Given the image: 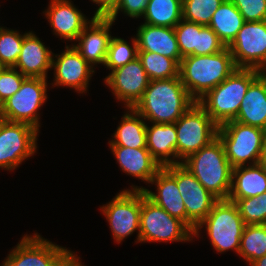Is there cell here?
<instances>
[{"label":"cell","mask_w":266,"mask_h":266,"mask_svg":"<svg viewBox=\"0 0 266 266\" xmlns=\"http://www.w3.org/2000/svg\"><path fill=\"white\" fill-rule=\"evenodd\" d=\"M114 21L108 17H94L73 44L80 55L91 65L105 64L107 51L112 38L110 29Z\"/></svg>","instance_id":"obj_17"},{"label":"cell","mask_w":266,"mask_h":266,"mask_svg":"<svg viewBox=\"0 0 266 266\" xmlns=\"http://www.w3.org/2000/svg\"><path fill=\"white\" fill-rule=\"evenodd\" d=\"M261 73L256 69L237 68L219 85L208 91L197 103L218 127L233 121L249 85Z\"/></svg>","instance_id":"obj_4"},{"label":"cell","mask_w":266,"mask_h":266,"mask_svg":"<svg viewBox=\"0 0 266 266\" xmlns=\"http://www.w3.org/2000/svg\"><path fill=\"white\" fill-rule=\"evenodd\" d=\"M24 34L13 29H0V62L4 67H14L21 52Z\"/></svg>","instance_id":"obj_33"},{"label":"cell","mask_w":266,"mask_h":266,"mask_svg":"<svg viewBox=\"0 0 266 266\" xmlns=\"http://www.w3.org/2000/svg\"><path fill=\"white\" fill-rule=\"evenodd\" d=\"M181 164L218 200L228 199L233 168L219 137L190 155Z\"/></svg>","instance_id":"obj_3"},{"label":"cell","mask_w":266,"mask_h":266,"mask_svg":"<svg viewBox=\"0 0 266 266\" xmlns=\"http://www.w3.org/2000/svg\"><path fill=\"white\" fill-rule=\"evenodd\" d=\"M259 164L264 168L266 171V137L264 140L263 148H262V155Z\"/></svg>","instance_id":"obj_42"},{"label":"cell","mask_w":266,"mask_h":266,"mask_svg":"<svg viewBox=\"0 0 266 266\" xmlns=\"http://www.w3.org/2000/svg\"><path fill=\"white\" fill-rule=\"evenodd\" d=\"M100 210L106 216L113 239L118 244L135 231H138L135 242L139 243L141 190H123Z\"/></svg>","instance_id":"obj_12"},{"label":"cell","mask_w":266,"mask_h":266,"mask_svg":"<svg viewBox=\"0 0 266 266\" xmlns=\"http://www.w3.org/2000/svg\"><path fill=\"white\" fill-rule=\"evenodd\" d=\"M4 66L0 62V72L3 70Z\"/></svg>","instance_id":"obj_45"},{"label":"cell","mask_w":266,"mask_h":266,"mask_svg":"<svg viewBox=\"0 0 266 266\" xmlns=\"http://www.w3.org/2000/svg\"><path fill=\"white\" fill-rule=\"evenodd\" d=\"M238 254L249 265L266 255V224L245 225Z\"/></svg>","instance_id":"obj_29"},{"label":"cell","mask_w":266,"mask_h":266,"mask_svg":"<svg viewBox=\"0 0 266 266\" xmlns=\"http://www.w3.org/2000/svg\"><path fill=\"white\" fill-rule=\"evenodd\" d=\"M138 58L142 62L150 80L169 79L179 76V64L170 57L154 52L138 51Z\"/></svg>","instance_id":"obj_30"},{"label":"cell","mask_w":266,"mask_h":266,"mask_svg":"<svg viewBox=\"0 0 266 266\" xmlns=\"http://www.w3.org/2000/svg\"><path fill=\"white\" fill-rule=\"evenodd\" d=\"M70 251L35 232L24 235L1 266H56Z\"/></svg>","instance_id":"obj_14"},{"label":"cell","mask_w":266,"mask_h":266,"mask_svg":"<svg viewBox=\"0 0 266 266\" xmlns=\"http://www.w3.org/2000/svg\"><path fill=\"white\" fill-rule=\"evenodd\" d=\"M38 132L30 124L4 120L0 130V168L12 171L34 155Z\"/></svg>","instance_id":"obj_11"},{"label":"cell","mask_w":266,"mask_h":266,"mask_svg":"<svg viewBox=\"0 0 266 266\" xmlns=\"http://www.w3.org/2000/svg\"><path fill=\"white\" fill-rule=\"evenodd\" d=\"M140 239L145 242H189L194 232L181 220L169 215L141 190Z\"/></svg>","instance_id":"obj_7"},{"label":"cell","mask_w":266,"mask_h":266,"mask_svg":"<svg viewBox=\"0 0 266 266\" xmlns=\"http://www.w3.org/2000/svg\"><path fill=\"white\" fill-rule=\"evenodd\" d=\"M218 128L206 111L195 102L175 122L177 164L216 139Z\"/></svg>","instance_id":"obj_8"},{"label":"cell","mask_w":266,"mask_h":266,"mask_svg":"<svg viewBox=\"0 0 266 266\" xmlns=\"http://www.w3.org/2000/svg\"><path fill=\"white\" fill-rule=\"evenodd\" d=\"M176 143L175 123L147 125L146 148L161 167L177 164Z\"/></svg>","instance_id":"obj_24"},{"label":"cell","mask_w":266,"mask_h":266,"mask_svg":"<svg viewBox=\"0 0 266 266\" xmlns=\"http://www.w3.org/2000/svg\"><path fill=\"white\" fill-rule=\"evenodd\" d=\"M218 137L224 145L226 157L232 168L260 162L266 137L265 130L233 120L219 126Z\"/></svg>","instance_id":"obj_6"},{"label":"cell","mask_w":266,"mask_h":266,"mask_svg":"<svg viewBox=\"0 0 266 266\" xmlns=\"http://www.w3.org/2000/svg\"><path fill=\"white\" fill-rule=\"evenodd\" d=\"M224 0H182L183 19L208 26Z\"/></svg>","instance_id":"obj_32"},{"label":"cell","mask_w":266,"mask_h":266,"mask_svg":"<svg viewBox=\"0 0 266 266\" xmlns=\"http://www.w3.org/2000/svg\"><path fill=\"white\" fill-rule=\"evenodd\" d=\"M43 13L53 29V34L65 40L76 41L84 28L92 21L75 7L71 0H50Z\"/></svg>","instance_id":"obj_18"},{"label":"cell","mask_w":266,"mask_h":266,"mask_svg":"<svg viewBox=\"0 0 266 266\" xmlns=\"http://www.w3.org/2000/svg\"><path fill=\"white\" fill-rule=\"evenodd\" d=\"M239 10L230 0H224L214 12L209 27L218 35L220 41L228 47L244 24Z\"/></svg>","instance_id":"obj_27"},{"label":"cell","mask_w":266,"mask_h":266,"mask_svg":"<svg viewBox=\"0 0 266 266\" xmlns=\"http://www.w3.org/2000/svg\"><path fill=\"white\" fill-rule=\"evenodd\" d=\"M135 37L139 51L158 53L180 64L183 57L178 48L174 28L143 23L138 27Z\"/></svg>","instance_id":"obj_21"},{"label":"cell","mask_w":266,"mask_h":266,"mask_svg":"<svg viewBox=\"0 0 266 266\" xmlns=\"http://www.w3.org/2000/svg\"><path fill=\"white\" fill-rule=\"evenodd\" d=\"M26 78L18 69L3 68L0 72V106L20 89Z\"/></svg>","instance_id":"obj_36"},{"label":"cell","mask_w":266,"mask_h":266,"mask_svg":"<svg viewBox=\"0 0 266 266\" xmlns=\"http://www.w3.org/2000/svg\"><path fill=\"white\" fill-rule=\"evenodd\" d=\"M113 139L109 141L110 146H123L132 148H146L145 119L134 109L126 108Z\"/></svg>","instance_id":"obj_26"},{"label":"cell","mask_w":266,"mask_h":266,"mask_svg":"<svg viewBox=\"0 0 266 266\" xmlns=\"http://www.w3.org/2000/svg\"><path fill=\"white\" fill-rule=\"evenodd\" d=\"M138 51L136 37L132 38L130 46L124 39L112 36L104 66L112 71L118 69L136 59Z\"/></svg>","instance_id":"obj_31"},{"label":"cell","mask_w":266,"mask_h":266,"mask_svg":"<svg viewBox=\"0 0 266 266\" xmlns=\"http://www.w3.org/2000/svg\"><path fill=\"white\" fill-rule=\"evenodd\" d=\"M122 172L148 184L162 168L147 148L109 146Z\"/></svg>","instance_id":"obj_22"},{"label":"cell","mask_w":266,"mask_h":266,"mask_svg":"<svg viewBox=\"0 0 266 266\" xmlns=\"http://www.w3.org/2000/svg\"><path fill=\"white\" fill-rule=\"evenodd\" d=\"M225 48L218 35L209 26H204L197 32V48H194V55H211Z\"/></svg>","instance_id":"obj_37"},{"label":"cell","mask_w":266,"mask_h":266,"mask_svg":"<svg viewBox=\"0 0 266 266\" xmlns=\"http://www.w3.org/2000/svg\"><path fill=\"white\" fill-rule=\"evenodd\" d=\"M234 121L266 131V72L249 85Z\"/></svg>","instance_id":"obj_23"},{"label":"cell","mask_w":266,"mask_h":266,"mask_svg":"<svg viewBox=\"0 0 266 266\" xmlns=\"http://www.w3.org/2000/svg\"><path fill=\"white\" fill-rule=\"evenodd\" d=\"M4 120H5V118L0 114V130H1V127L3 125Z\"/></svg>","instance_id":"obj_44"},{"label":"cell","mask_w":266,"mask_h":266,"mask_svg":"<svg viewBox=\"0 0 266 266\" xmlns=\"http://www.w3.org/2000/svg\"><path fill=\"white\" fill-rule=\"evenodd\" d=\"M228 48L237 68L266 72V20L245 21Z\"/></svg>","instance_id":"obj_13"},{"label":"cell","mask_w":266,"mask_h":266,"mask_svg":"<svg viewBox=\"0 0 266 266\" xmlns=\"http://www.w3.org/2000/svg\"><path fill=\"white\" fill-rule=\"evenodd\" d=\"M117 100L124 103L126 108L134 106L142 99L150 79L137 57L126 65L115 69L104 79Z\"/></svg>","instance_id":"obj_15"},{"label":"cell","mask_w":266,"mask_h":266,"mask_svg":"<svg viewBox=\"0 0 266 266\" xmlns=\"http://www.w3.org/2000/svg\"><path fill=\"white\" fill-rule=\"evenodd\" d=\"M249 266H266V255L253 261Z\"/></svg>","instance_id":"obj_43"},{"label":"cell","mask_w":266,"mask_h":266,"mask_svg":"<svg viewBox=\"0 0 266 266\" xmlns=\"http://www.w3.org/2000/svg\"><path fill=\"white\" fill-rule=\"evenodd\" d=\"M235 204L245 225L266 224V192L257 197L238 199Z\"/></svg>","instance_id":"obj_34"},{"label":"cell","mask_w":266,"mask_h":266,"mask_svg":"<svg viewBox=\"0 0 266 266\" xmlns=\"http://www.w3.org/2000/svg\"><path fill=\"white\" fill-rule=\"evenodd\" d=\"M204 25L182 19L175 27L178 48L182 57L194 55V48H197V32Z\"/></svg>","instance_id":"obj_35"},{"label":"cell","mask_w":266,"mask_h":266,"mask_svg":"<svg viewBox=\"0 0 266 266\" xmlns=\"http://www.w3.org/2000/svg\"><path fill=\"white\" fill-rule=\"evenodd\" d=\"M237 66L228 47L211 55H188L179 64V77L189 95L197 102L215 88Z\"/></svg>","instance_id":"obj_2"},{"label":"cell","mask_w":266,"mask_h":266,"mask_svg":"<svg viewBox=\"0 0 266 266\" xmlns=\"http://www.w3.org/2000/svg\"><path fill=\"white\" fill-rule=\"evenodd\" d=\"M144 23L174 28L182 19V0H149L144 15Z\"/></svg>","instance_id":"obj_28"},{"label":"cell","mask_w":266,"mask_h":266,"mask_svg":"<svg viewBox=\"0 0 266 266\" xmlns=\"http://www.w3.org/2000/svg\"><path fill=\"white\" fill-rule=\"evenodd\" d=\"M99 5L94 13V17H108L117 7L119 0H91Z\"/></svg>","instance_id":"obj_40"},{"label":"cell","mask_w":266,"mask_h":266,"mask_svg":"<svg viewBox=\"0 0 266 266\" xmlns=\"http://www.w3.org/2000/svg\"><path fill=\"white\" fill-rule=\"evenodd\" d=\"M148 1L149 0H119L117 7L108 18L115 22L120 11L131 18H141L144 15Z\"/></svg>","instance_id":"obj_39"},{"label":"cell","mask_w":266,"mask_h":266,"mask_svg":"<svg viewBox=\"0 0 266 266\" xmlns=\"http://www.w3.org/2000/svg\"><path fill=\"white\" fill-rule=\"evenodd\" d=\"M176 181L186 208V225L194 232L218 199L182 164L163 167Z\"/></svg>","instance_id":"obj_10"},{"label":"cell","mask_w":266,"mask_h":266,"mask_svg":"<svg viewBox=\"0 0 266 266\" xmlns=\"http://www.w3.org/2000/svg\"><path fill=\"white\" fill-rule=\"evenodd\" d=\"M65 48L61 54L52 55L51 68L54 69L55 78L51 85L73 88L79 94H85L95 67L91 66L73 45H67Z\"/></svg>","instance_id":"obj_16"},{"label":"cell","mask_w":266,"mask_h":266,"mask_svg":"<svg viewBox=\"0 0 266 266\" xmlns=\"http://www.w3.org/2000/svg\"><path fill=\"white\" fill-rule=\"evenodd\" d=\"M204 226L212 247L218 253L231 249L238 253L245 223L234 202L218 200L209 214L197 225L194 237L198 238Z\"/></svg>","instance_id":"obj_5"},{"label":"cell","mask_w":266,"mask_h":266,"mask_svg":"<svg viewBox=\"0 0 266 266\" xmlns=\"http://www.w3.org/2000/svg\"><path fill=\"white\" fill-rule=\"evenodd\" d=\"M266 192V171L258 163L254 165L239 166L232 169L231 189L229 201L257 197Z\"/></svg>","instance_id":"obj_25"},{"label":"cell","mask_w":266,"mask_h":266,"mask_svg":"<svg viewBox=\"0 0 266 266\" xmlns=\"http://www.w3.org/2000/svg\"><path fill=\"white\" fill-rule=\"evenodd\" d=\"M150 183L155 184L156 193L135 185H131L132 189L129 190H143L151 201L163 208L172 217L186 224V208L178 189L177 181L162 167Z\"/></svg>","instance_id":"obj_19"},{"label":"cell","mask_w":266,"mask_h":266,"mask_svg":"<svg viewBox=\"0 0 266 266\" xmlns=\"http://www.w3.org/2000/svg\"><path fill=\"white\" fill-rule=\"evenodd\" d=\"M56 266H84L73 251H70Z\"/></svg>","instance_id":"obj_41"},{"label":"cell","mask_w":266,"mask_h":266,"mask_svg":"<svg viewBox=\"0 0 266 266\" xmlns=\"http://www.w3.org/2000/svg\"><path fill=\"white\" fill-rule=\"evenodd\" d=\"M246 22L266 20V0H230Z\"/></svg>","instance_id":"obj_38"},{"label":"cell","mask_w":266,"mask_h":266,"mask_svg":"<svg viewBox=\"0 0 266 266\" xmlns=\"http://www.w3.org/2000/svg\"><path fill=\"white\" fill-rule=\"evenodd\" d=\"M53 52L42 43L32 31H29L23 39L22 48L18 60L13 68L25 77L47 79L48 70H52Z\"/></svg>","instance_id":"obj_20"},{"label":"cell","mask_w":266,"mask_h":266,"mask_svg":"<svg viewBox=\"0 0 266 266\" xmlns=\"http://www.w3.org/2000/svg\"><path fill=\"white\" fill-rule=\"evenodd\" d=\"M195 102L178 76L150 80L134 109L149 122L167 124L175 123Z\"/></svg>","instance_id":"obj_1"},{"label":"cell","mask_w":266,"mask_h":266,"mask_svg":"<svg viewBox=\"0 0 266 266\" xmlns=\"http://www.w3.org/2000/svg\"><path fill=\"white\" fill-rule=\"evenodd\" d=\"M47 80L27 77L20 89L0 106L7 121L27 123L39 130V109L47 101Z\"/></svg>","instance_id":"obj_9"}]
</instances>
